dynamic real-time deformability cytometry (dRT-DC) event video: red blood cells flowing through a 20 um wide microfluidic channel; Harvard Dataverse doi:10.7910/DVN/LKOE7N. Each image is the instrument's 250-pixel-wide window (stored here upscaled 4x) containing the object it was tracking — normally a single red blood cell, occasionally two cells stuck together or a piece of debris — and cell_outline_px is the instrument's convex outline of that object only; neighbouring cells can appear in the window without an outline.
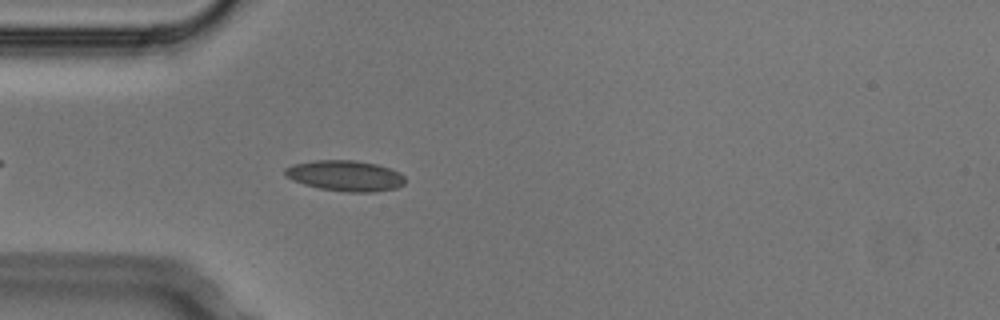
{"species": "Egyptian fruit bat (a non-hibernating species)", "species_latin": "Rousettus aegyptiacus", "temperature_condition": "cold", "stored_images_in_passage": 2, "camera_frame_rate_fps": 3000, "um_per_image_px": 0.085, "animal": {"sex": "male"}, "frame": {"image": 1, "passage_image": 2, "time_ms": 0.333, "image_size_px": [1000, 320], "cell_outline_px": [[404, 184], [396, 188], [376, 192], [348, 192], [320, 188], [304, 184], [292, 180], [284, 176], [284, 168], [292, 164], [316, 160], [356, 160], [376, 164], [400, 172], [404, 176]], "centroid_in_image_um": [29.33, 14.93], "position_along_channel_um": 55.7, "area_um2": 21.56}}